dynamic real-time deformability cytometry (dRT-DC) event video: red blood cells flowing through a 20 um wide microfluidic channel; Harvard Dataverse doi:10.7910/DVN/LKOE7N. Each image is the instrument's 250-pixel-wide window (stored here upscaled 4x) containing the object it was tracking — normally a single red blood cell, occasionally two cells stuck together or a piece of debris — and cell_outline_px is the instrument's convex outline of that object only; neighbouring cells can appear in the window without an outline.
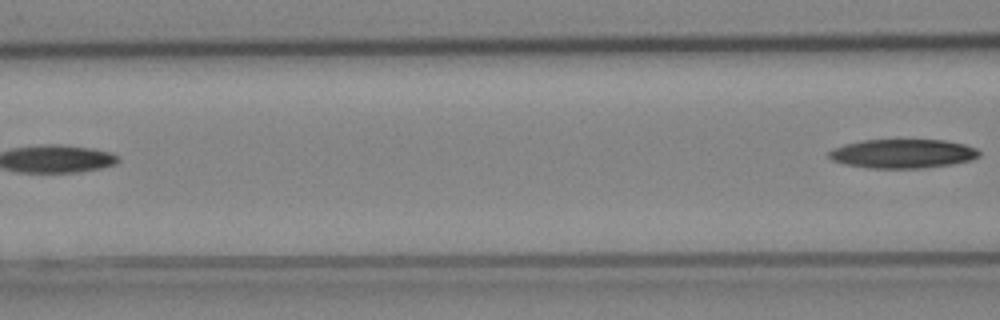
{"species": "Egyptian fruit bat (a non-hibernating species)", "species_latin": "Rousettus aegyptiacus", "temperature_condition": "cold", "stored_images_in_passage": 4, "camera_frame_rate_fps": 3000, "um_per_image_px": 0.085, "animal": {"sex": "female"}, "frame": {"image": 1, "passage_image": 4, "time_ms": 1.0, "image_size_px": [1000, 320], "cell_outline_px": [[980, 156], [972, 160], [952, 164], [920, 168], [868, 168], [844, 164], [832, 160], [828, 156], [828, 152], [832, 148], [844, 144], [860, 140], [944, 140], [964, 144], [976, 148], [980, 152]], "centroid_in_image_um": [76.71, 13.06], "position_along_channel_um": 89.9, "area_um2": 25.55}}